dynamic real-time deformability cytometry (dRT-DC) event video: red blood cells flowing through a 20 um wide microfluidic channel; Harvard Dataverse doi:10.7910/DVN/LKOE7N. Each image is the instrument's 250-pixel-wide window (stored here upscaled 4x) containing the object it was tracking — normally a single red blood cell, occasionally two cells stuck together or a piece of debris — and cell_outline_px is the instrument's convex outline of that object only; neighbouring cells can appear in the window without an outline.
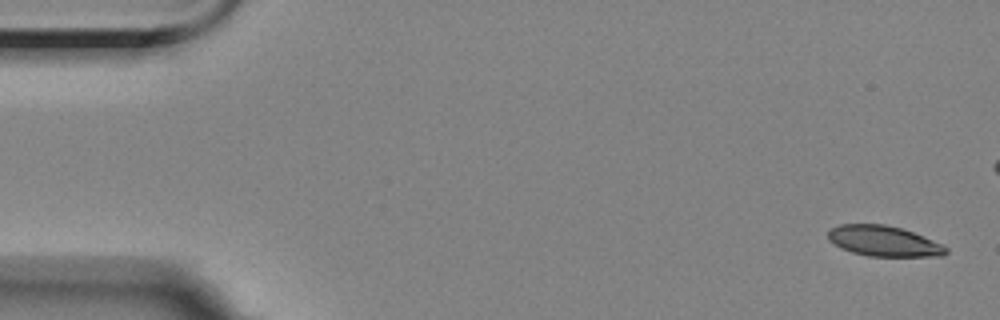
{"species": "Egyptian fruit bat (a non-hibernating species)", "species_latin": "Rousettus aegyptiacus", "temperature_condition": "room temperature", "stored_images_in_passage": 7, "camera_frame_rate_fps": 3000, "um_per_image_px": 0.085, "animal": {"sex": "female"}, "frame": {"image": 1, "passage_image": 1, "time_ms": 0.0, "image_size_px": [1000, 320], "cell_outline_px": [[948, 252], [944, 256], [868, 256], [852, 252], [840, 248], [828, 240], [828, 232], [832, 228], [840, 224], [884, 224], [900, 228], [924, 236], [944, 244], [948, 248]], "centroid_in_image_um": [75.14, 20.5], "position_along_channel_um": 9.9, "area_um2": 21.04}}